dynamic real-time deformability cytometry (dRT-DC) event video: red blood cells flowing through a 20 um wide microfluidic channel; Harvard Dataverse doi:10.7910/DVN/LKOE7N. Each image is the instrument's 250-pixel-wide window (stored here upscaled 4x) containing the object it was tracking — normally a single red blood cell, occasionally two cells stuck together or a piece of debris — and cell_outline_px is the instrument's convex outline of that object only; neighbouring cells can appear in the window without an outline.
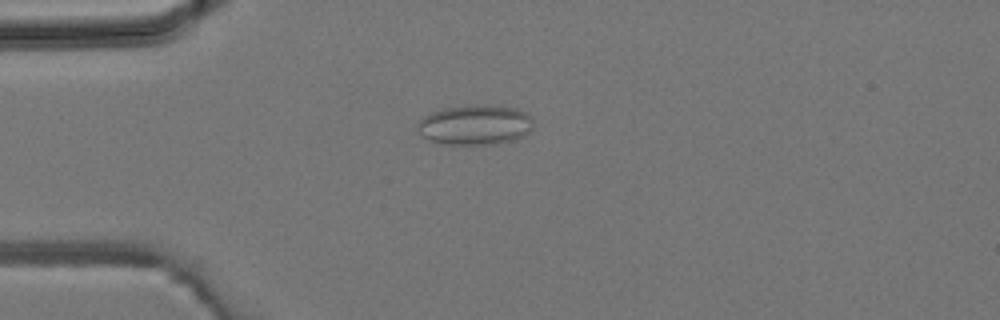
{"species": "common noctule bat (a hibernating species)", "species_latin": "Nyctalus noctula", "temperature_condition": "room temperature", "stored_images_in_passage": 37, "camera_frame_rate_fps": 3000, "um_per_image_px": 0.085, "animal": {"sex": "male", "body_mass_g": 19.2, "forearm_length_mm": 51.8}, "frame": {"image": 1, "passage_image": 4, "time_ms": 1.0, "image_size_px": [1000, 320], "cell_outline_px": [[532, 128], [524, 136], [512, 140], [496, 144], [440, 144], [420, 136], [416, 128], [416, 124], [424, 116], [432, 112], [448, 108], [516, 108], [524, 112], [532, 120]], "centroid_in_image_um": [40.32, 10.69], "position_along_channel_um": 44.7, "area_um2": 25.95}}
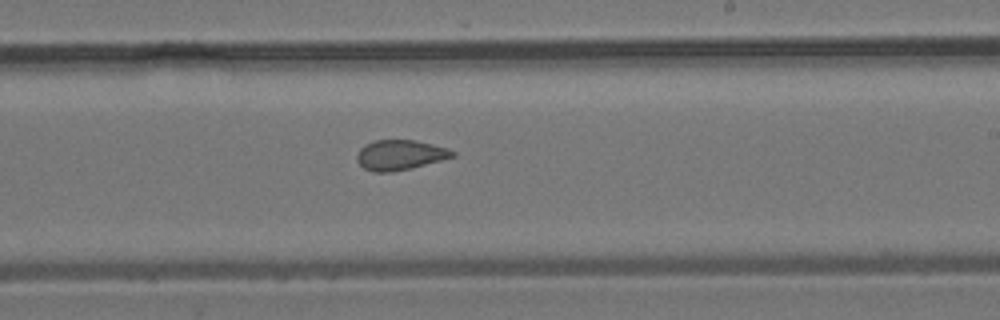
{"frame": {"image": 2, "passage_image": 19, "time_ms": 6.0, "image_size_px": [1000, 320], "cell_outline_px": [[456, 156], [412, 168], [392, 172], [372, 172], [364, 168], [356, 160], [356, 156], [360, 148], [364, 144], [376, 140], [416, 140], [448, 148], [456, 152]], "centroid_in_image_um": [34.0, 13.17], "position_along_channel_um": 255.0, "area_um2": 16.88}}
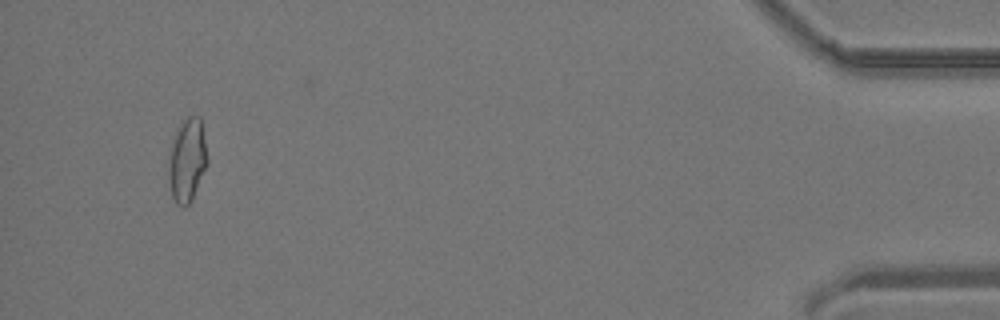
{"frame": {"image": 3, "passage_image": 35, "time_ms": 11.333, "image_size_px": [1000, 320], "cell_outline_px": [[208, 164], [192, 200], [184, 208], [176, 204], [172, 196], [168, 172], [168, 160], [172, 140], [176, 128], [188, 116], [200, 116], [208, 160]], "centroid_in_image_um": [15.9, 13.63], "position_along_channel_um": 419.3, "area_um2": 19.02}}